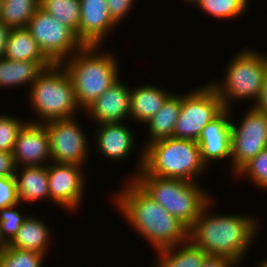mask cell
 <instances>
[{
	"label": "cell",
	"instance_id": "obj_26",
	"mask_svg": "<svg viewBox=\"0 0 267 267\" xmlns=\"http://www.w3.org/2000/svg\"><path fill=\"white\" fill-rule=\"evenodd\" d=\"M40 7L77 34L80 0H41Z\"/></svg>",
	"mask_w": 267,
	"mask_h": 267
},
{
	"label": "cell",
	"instance_id": "obj_37",
	"mask_svg": "<svg viewBox=\"0 0 267 267\" xmlns=\"http://www.w3.org/2000/svg\"><path fill=\"white\" fill-rule=\"evenodd\" d=\"M11 30L0 21V59L5 57L6 44Z\"/></svg>",
	"mask_w": 267,
	"mask_h": 267
},
{
	"label": "cell",
	"instance_id": "obj_18",
	"mask_svg": "<svg viewBox=\"0 0 267 267\" xmlns=\"http://www.w3.org/2000/svg\"><path fill=\"white\" fill-rule=\"evenodd\" d=\"M171 94L154 85H143L131 89L130 116L140 123H146L161 109Z\"/></svg>",
	"mask_w": 267,
	"mask_h": 267
},
{
	"label": "cell",
	"instance_id": "obj_38",
	"mask_svg": "<svg viewBox=\"0 0 267 267\" xmlns=\"http://www.w3.org/2000/svg\"><path fill=\"white\" fill-rule=\"evenodd\" d=\"M8 246V244L5 242L1 235V230H0V254L3 252V250Z\"/></svg>",
	"mask_w": 267,
	"mask_h": 267
},
{
	"label": "cell",
	"instance_id": "obj_24",
	"mask_svg": "<svg viewBox=\"0 0 267 267\" xmlns=\"http://www.w3.org/2000/svg\"><path fill=\"white\" fill-rule=\"evenodd\" d=\"M179 245L158 250L160 256L156 267H201L208 256L203 249L196 247L189 240ZM177 247V248H176ZM182 248V249H181Z\"/></svg>",
	"mask_w": 267,
	"mask_h": 267
},
{
	"label": "cell",
	"instance_id": "obj_39",
	"mask_svg": "<svg viewBox=\"0 0 267 267\" xmlns=\"http://www.w3.org/2000/svg\"><path fill=\"white\" fill-rule=\"evenodd\" d=\"M258 267H267V259L263 260V262H261Z\"/></svg>",
	"mask_w": 267,
	"mask_h": 267
},
{
	"label": "cell",
	"instance_id": "obj_13",
	"mask_svg": "<svg viewBox=\"0 0 267 267\" xmlns=\"http://www.w3.org/2000/svg\"><path fill=\"white\" fill-rule=\"evenodd\" d=\"M12 155L16 168L21 163L24 167L45 165L44 161L51 159L49 135L45 125L27 122L18 133Z\"/></svg>",
	"mask_w": 267,
	"mask_h": 267
},
{
	"label": "cell",
	"instance_id": "obj_7",
	"mask_svg": "<svg viewBox=\"0 0 267 267\" xmlns=\"http://www.w3.org/2000/svg\"><path fill=\"white\" fill-rule=\"evenodd\" d=\"M226 70L224 83L212 84L225 109H231L233 98H244V100L255 98V101L258 99L267 73L265 55L254 50H243L232 60Z\"/></svg>",
	"mask_w": 267,
	"mask_h": 267
},
{
	"label": "cell",
	"instance_id": "obj_34",
	"mask_svg": "<svg viewBox=\"0 0 267 267\" xmlns=\"http://www.w3.org/2000/svg\"><path fill=\"white\" fill-rule=\"evenodd\" d=\"M16 165L12 153L0 151V178L15 175Z\"/></svg>",
	"mask_w": 267,
	"mask_h": 267
},
{
	"label": "cell",
	"instance_id": "obj_32",
	"mask_svg": "<svg viewBox=\"0 0 267 267\" xmlns=\"http://www.w3.org/2000/svg\"><path fill=\"white\" fill-rule=\"evenodd\" d=\"M20 204L15 175L0 178V209Z\"/></svg>",
	"mask_w": 267,
	"mask_h": 267
},
{
	"label": "cell",
	"instance_id": "obj_6",
	"mask_svg": "<svg viewBox=\"0 0 267 267\" xmlns=\"http://www.w3.org/2000/svg\"><path fill=\"white\" fill-rule=\"evenodd\" d=\"M29 96L30 105L42 119L33 123L72 118L80 108L72 80L62 64L47 67L32 83Z\"/></svg>",
	"mask_w": 267,
	"mask_h": 267
},
{
	"label": "cell",
	"instance_id": "obj_11",
	"mask_svg": "<svg viewBox=\"0 0 267 267\" xmlns=\"http://www.w3.org/2000/svg\"><path fill=\"white\" fill-rule=\"evenodd\" d=\"M50 143L51 162L82 166L87 158V138L74 118L44 124Z\"/></svg>",
	"mask_w": 267,
	"mask_h": 267
},
{
	"label": "cell",
	"instance_id": "obj_12",
	"mask_svg": "<svg viewBox=\"0 0 267 267\" xmlns=\"http://www.w3.org/2000/svg\"><path fill=\"white\" fill-rule=\"evenodd\" d=\"M81 170V166L75 164L54 162L47 165L49 200L70 210L79 206L84 196V177Z\"/></svg>",
	"mask_w": 267,
	"mask_h": 267
},
{
	"label": "cell",
	"instance_id": "obj_25",
	"mask_svg": "<svg viewBox=\"0 0 267 267\" xmlns=\"http://www.w3.org/2000/svg\"><path fill=\"white\" fill-rule=\"evenodd\" d=\"M40 3L41 0H3L0 21L11 29L26 27Z\"/></svg>",
	"mask_w": 267,
	"mask_h": 267
},
{
	"label": "cell",
	"instance_id": "obj_2",
	"mask_svg": "<svg viewBox=\"0 0 267 267\" xmlns=\"http://www.w3.org/2000/svg\"><path fill=\"white\" fill-rule=\"evenodd\" d=\"M208 206L188 229L189 242L208 256H224L238 263L257 234V219L246 215H210Z\"/></svg>",
	"mask_w": 267,
	"mask_h": 267
},
{
	"label": "cell",
	"instance_id": "obj_40",
	"mask_svg": "<svg viewBox=\"0 0 267 267\" xmlns=\"http://www.w3.org/2000/svg\"><path fill=\"white\" fill-rule=\"evenodd\" d=\"M184 1H186V2H188V3H194L195 5H196V3L199 1V0H184Z\"/></svg>",
	"mask_w": 267,
	"mask_h": 267
},
{
	"label": "cell",
	"instance_id": "obj_8",
	"mask_svg": "<svg viewBox=\"0 0 267 267\" xmlns=\"http://www.w3.org/2000/svg\"><path fill=\"white\" fill-rule=\"evenodd\" d=\"M224 110L212 84L184 94L173 137L197 142L203 128Z\"/></svg>",
	"mask_w": 267,
	"mask_h": 267
},
{
	"label": "cell",
	"instance_id": "obj_9",
	"mask_svg": "<svg viewBox=\"0 0 267 267\" xmlns=\"http://www.w3.org/2000/svg\"><path fill=\"white\" fill-rule=\"evenodd\" d=\"M26 28L52 64L64 63L74 51L78 52L84 47L71 28L60 23L41 7L30 19Z\"/></svg>",
	"mask_w": 267,
	"mask_h": 267
},
{
	"label": "cell",
	"instance_id": "obj_1",
	"mask_svg": "<svg viewBox=\"0 0 267 267\" xmlns=\"http://www.w3.org/2000/svg\"><path fill=\"white\" fill-rule=\"evenodd\" d=\"M131 180L114 200L134 229L156 251L187 242L188 228Z\"/></svg>",
	"mask_w": 267,
	"mask_h": 267
},
{
	"label": "cell",
	"instance_id": "obj_17",
	"mask_svg": "<svg viewBox=\"0 0 267 267\" xmlns=\"http://www.w3.org/2000/svg\"><path fill=\"white\" fill-rule=\"evenodd\" d=\"M97 131L98 150L107 158L123 159L133 147L134 133L123 123L100 124Z\"/></svg>",
	"mask_w": 267,
	"mask_h": 267
},
{
	"label": "cell",
	"instance_id": "obj_15",
	"mask_svg": "<svg viewBox=\"0 0 267 267\" xmlns=\"http://www.w3.org/2000/svg\"><path fill=\"white\" fill-rule=\"evenodd\" d=\"M130 93L131 89L119 78L85 111H88L99 125L122 123L127 115L130 116Z\"/></svg>",
	"mask_w": 267,
	"mask_h": 267
},
{
	"label": "cell",
	"instance_id": "obj_29",
	"mask_svg": "<svg viewBox=\"0 0 267 267\" xmlns=\"http://www.w3.org/2000/svg\"><path fill=\"white\" fill-rule=\"evenodd\" d=\"M240 174V175H239ZM248 176L254 184L262 189L267 188V147L264 148L258 155L244 164L235 175Z\"/></svg>",
	"mask_w": 267,
	"mask_h": 267
},
{
	"label": "cell",
	"instance_id": "obj_23",
	"mask_svg": "<svg viewBox=\"0 0 267 267\" xmlns=\"http://www.w3.org/2000/svg\"><path fill=\"white\" fill-rule=\"evenodd\" d=\"M4 58L11 61H49L26 27L11 30Z\"/></svg>",
	"mask_w": 267,
	"mask_h": 267
},
{
	"label": "cell",
	"instance_id": "obj_3",
	"mask_svg": "<svg viewBox=\"0 0 267 267\" xmlns=\"http://www.w3.org/2000/svg\"><path fill=\"white\" fill-rule=\"evenodd\" d=\"M142 152L139 169L148 175L195 182L194 176L206 167L193 140L170 137L146 145Z\"/></svg>",
	"mask_w": 267,
	"mask_h": 267
},
{
	"label": "cell",
	"instance_id": "obj_30",
	"mask_svg": "<svg viewBox=\"0 0 267 267\" xmlns=\"http://www.w3.org/2000/svg\"><path fill=\"white\" fill-rule=\"evenodd\" d=\"M16 206L17 205H10L0 209V230L7 244L14 239L21 225L27 218V216L25 217L19 213V211L15 210Z\"/></svg>",
	"mask_w": 267,
	"mask_h": 267
},
{
	"label": "cell",
	"instance_id": "obj_41",
	"mask_svg": "<svg viewBox=\"0 0 267 267\" xmlns=\"http://www.w3.org/2000/svg\"><path fill=\"white\" fill-rule=\"evenodd\" d=\"M2 5H3V0H0V15H1Z\"/></svg>",
	"mask_w": 267,
	"mask_h": 267
},
{
	"label": "cell",
	"instance_id": "obj_36",
	"mask_svg": "<svg viewBox=\"0 0 267 267\" xmlns=\"http://www.w3.org/2000/svg\"><path fill=\"white\" fill-rule=\"evenodd\" d=\"M254 108L258 111L267 114V73L264 78L263 86L258 99L255 102Z\"/></svg>",
	"mask_w": 267,
	"mask_h": 267
},
{
	"label": "cell",
	"instance_id": "obj_33",
	"mask_svg": "<svg viewBox=\"0 0 267 267\" xmlns=\"http://www.w3.org/2000/svg\"><path fill=\"white\" fill-rule=\"evenodd\" d=\"M106 2L111 18L118 25V22L132 9L134 0H106Z\"/></svg>",
	"mask_w": 267,
	"mask_h": 267
},
{
	"label": "cell",
	"instance_id": "obj_14",
	"mask_svg": "<svg viewBox=\"0 0 267 267\" xmlns=\"http://www.w3.org/2000/svg\"><path fill=\"white\" fill-rule=\"evenodd\" d=\"M117 24L111 18L106 0H80L78 39L84 46H101L110 29Z\"/></svg>",
	"mask_w": 267,
	"mask_h": 267
},
{
	"label": "cell",
	"instance_id": "obj_5",
	"mask_svg": "<svg viewBox=\"0 0 267 267\" xmlns=\"http://www.w3.org/2000/svg\"><path fill=\"white\" fill-rule=\"evenodd\" d=\"M97 48L84 46L62 63L72 80L77 103L84 110L119 79L115 57L98 54Z\"/></svg>",
	"mask_w": 267,
	"mask_h": 267
},
{
	"label": "cell",
	"instance_id": "obj_21",
	"mask_svg": "<svg viewBox=\"0 0 267 267\" xmlns=\"http://www.w3.org/2000/svg\"><path fill=\"white\" fill-rule=\"evenodd\" d=\"M182 96L173 93L166 99L161 109L146 122L149 125L150 143L173 137L177 119L181 110Z\"/></svg>",
	"mask_w": 267,
	"mask_h": 267
},
{
	"label": "cell",
	"instance_id": "obj_22",
	"mask_svg": "<svg viewBox=\"0 0 267 267\" xmlns=\"http://www.w3.org/2000/svg\"><path fill=\"white\" fill-rule=\"evenodd\" d=\"M46 224L36 217H27L14 239L8 244L11 247L31 250L46 254L50 234Z\"/></svg>",
	"mask_w": 267,
	"mask_h": 267
},
{
	"label": "cell",
	"instance_id": "obj_19",
	"mask_svg": "<svg viewBox=\"0 0 267 267\" xmlns=\"http://www.w3.org/2000/svg\"><path fill=\"white\" fill-rule=\"evenodd\" d=\"M19 175L15 171L20 203L22 200L32 202L42 198H50L46 165L25 166Z\"/></svg>",
	"mask_w": 267,
	"mask_h": 267
},
{
	"label": "cell",
	"instance_id": "obj_28",
	"mask_svg": "<svg viewBox=\"0 0 267 267\" xmlns=\"http://www.w3.org/2000/svg\"><path fill=\"white\" fill-rule=\"evenodd\" d=\"M44 255L8 245L0 254V267H41Z\"/></svg>",
	"mask_w": 267,
	"mask_h": 267
},
{
	"label": "cell",
	"instance_id": "obj_4",
	"mask_svg": "<svg viewBox=\"0 0 267 267\" xmlns=\"http://www.w3.org/2000/svg\"><path fill=\"white\" fill-rule=\"evenodd\" d=\"M133 179L150 197L188 229L198 218L202 209L210 204L206 191L194 181L161 178L146 174L142 169Z\"/></svg>",
	"mask_w": 267,
	"mask_h": 267
},
{
	"label": "cell",
	"instance_id": "obj_31",
	"mask_svg": "<svg viewBox=\"0 0 267 267\" xmlns=\"http://www.w3.org/2000/svg\"><path fill=\"white\" fill-rule=\"evenodd\" d=\"M25 124L15 117L0 115V151L13 152L18 133Z\"/></svg>",
	"mask_w": 267,
	"mask_h": 267
},
{
	"label": "cell",
	"instance_id": "obj_10",
	"mask_svg": "<svg viewBox=\"0 0 267 267\" xmlns=\"http://www.w3.org/2000/svg\"><path fill=\"white\" fill-rule=\"evenodd\" d=\"M244 117L238 128L231 121V157L234 174L267 147V114L253 107Z\"/></svg>",
	"mask_w": 267,
	"mask_h": 267
},
{
	"label": "cell",
	"instance_id": "obj_35",
	"mask_svg": "<svg viewBox=\"0 0 267 267\" xmlns=\"http://www.w3.org/2000/svg\"><path fill=\"white\" fill-rule=\"evenodd\" d=\"M238 264L232 258L224 256H207L203 261L201 267H232Z\"/></svg>",
	"mask_w": 267,
	"mask_h": 267
},
{
	"label": "cell",
	"instance_id": "obj_27",
	"mask_svg": "<svg viewBox=\"0 0 267 267\" xmlns=\"http://www.w3.org/2000/svg\"><path fill=\"white\" fill-rule=\"evenodd\" d=\"M249 0H199L196 5L201 11L219 19H230L243 14Z\"/></svg>",
	"mask_w": 267,
	"mask_h": 267
},
{
	"label": "cell",
	"instance_id": "obj_16",
	"mask_svg": "<svg viewBox=\"0 0 267 267\" xmlns=\"http://www.w3.org/2000/svg\"><path fill=\"white\" fill-rule=\"evenodd\" d=\"M230 109H225L218 117L210 121L202 130L197 144L203 163L208 166L210 160L231 157V120Z\"/></svg>",
	"mask_w": 267,
	"mask_h": 267
},
{
	"label": "cell",
	"instance_id": "obj_20",
	"mask_svg": "<svg viewBox=\"0 0 267 267\" xmlns=\"http://www.w3.org/2000/svg\"><path fill=\"white\" fill-rule=\"evenodd\" d=\"M52 63L50 61H11L0 59V87L32 83Z\"/></svg>",
	"mask_w": 267,
	"mask_h": 267
}]
</instances>
